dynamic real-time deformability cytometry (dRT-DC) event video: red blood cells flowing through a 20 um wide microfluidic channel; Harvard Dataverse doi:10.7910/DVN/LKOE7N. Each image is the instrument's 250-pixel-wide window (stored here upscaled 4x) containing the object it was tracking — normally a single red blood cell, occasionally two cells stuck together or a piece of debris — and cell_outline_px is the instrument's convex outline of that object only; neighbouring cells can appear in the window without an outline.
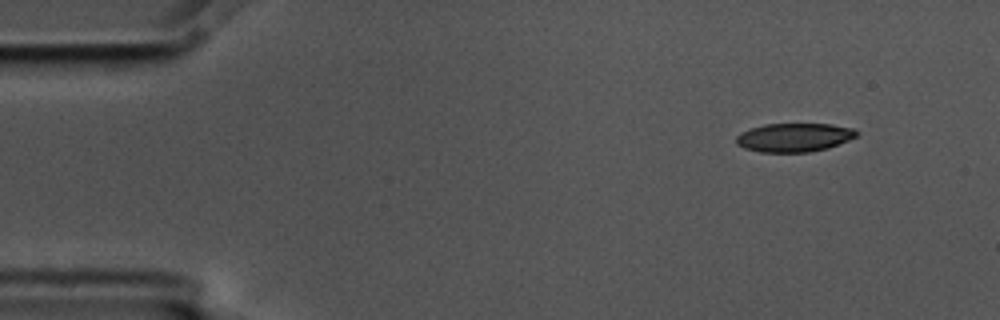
{"species": "common noctule bat (a hibernating species)", "species_latin": "Nyctalus noctula", "temperature_condition": "cold", "stored_images_in_passage": 4, "camera_frame_rate_fps": 3000, "um_per_image_px": 0.085, "animal": {"sex": "male", "body_mass_g": 17.5, "forearm_length_mm": 52.3}, "frame": {"image": 1, "passage_image": 1, "time_ms": 0.0, "image_size_px": [1000, 320], "cell_outline_px": [[860, 132], [856, 136], [848, 140], [828, 148], [808, 152], [760, 152], [744, 148], [736, 144], [736, 136], [740, 132], [764, 124], [832, 124], [852, 128]], "centroid_in_image_um": [67.49, 11.68], "position_along_channel_um": 17.5, "area_um2": 20.11}}
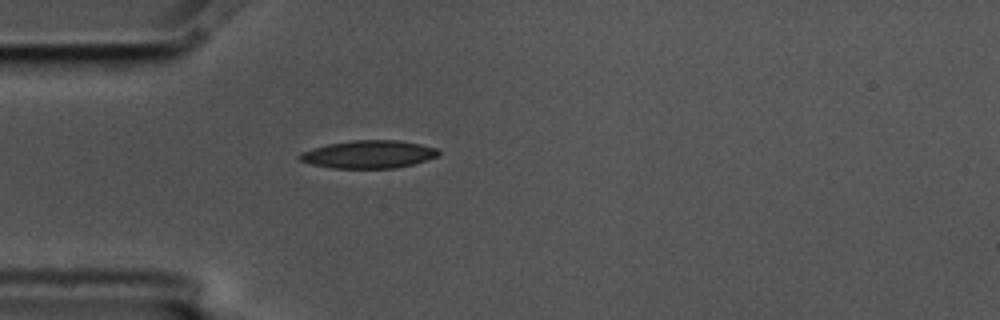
{"frame": {"image": 2, "passage_image": 4, "time_ms": 1.0, "image_size_px": [1000, 320], "cell_outline_px": [[440, 156], [428, 160], [396, 168], [332, 168], [312, 164], [300, 160], [296, 156], [300, 152], [312, 148], [328, 144], [352, 140], [400, 140], [420, 144], [436, 148], [440, 152]], "centroid_in_image_um": [31.34, 13.11], "position_along_channel_um": 53.7, "area_um2": 22.66}}